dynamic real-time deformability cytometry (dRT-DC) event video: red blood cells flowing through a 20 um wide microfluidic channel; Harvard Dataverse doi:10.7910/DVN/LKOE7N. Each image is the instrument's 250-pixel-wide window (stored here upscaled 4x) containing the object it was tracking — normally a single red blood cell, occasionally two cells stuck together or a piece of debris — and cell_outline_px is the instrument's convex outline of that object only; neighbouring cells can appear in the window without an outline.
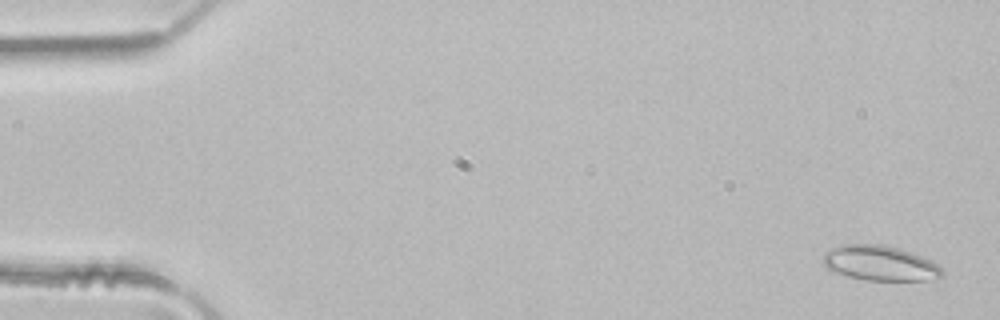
{"species": "common noctule bat (a hibernating species)", "species_latin": "Nyctalus noctula", "temperature_condition": "room temperature", "stored_images_in_passage": 49, "camera_frame_rate_fps": 3000, "um_per_image_px": 0.085, "animal": {"sex": "male", "body_mass_g": 21.5, "forearm_length_mm": 52.0}, "frame": {"image": 1, "passage_image": 2, "time_ms": 0.333, "image_size_px": [1000, 320], "cell_outline_px": [[944, 276], [924, 280], [864, 280], [844, 276], [828, 268], [824, 264], [824, 252], [840, 244], [880, 244], [900, 248], [912, 252], [932, 260], [944, 272]], "centroid_in_image_um": [74.8, 22.36], "position_along_channel_um": 10.2, "area_um2": 24.39}}
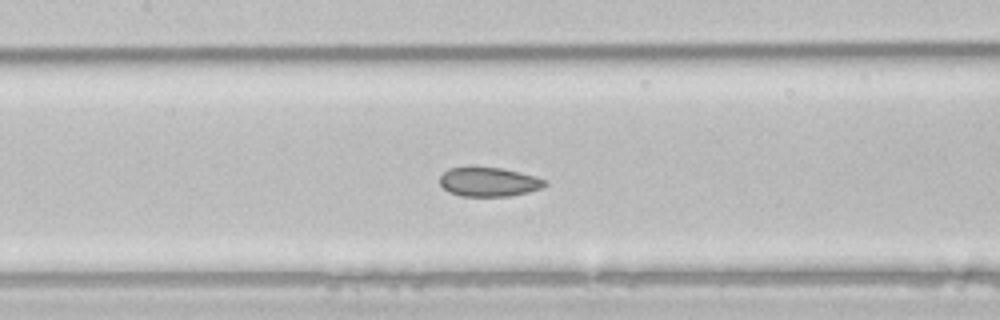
{"frame": {"image": 2, "passage_image": 23, "time_ms": 7.333, "image_size_px": [1000, 320], "cell_outline_px": [[548, 184], [540, 188], [528, 192], [508, 196], [460, 196], [448, 192], [440, 184], [440, 176], [448, 168], [500, 168], [536, 176], [544, 180]], "centroid_in_image_um": [41.53, 15.48], "position_along_channel_um": 165.9, "area_um2": 17.57}}
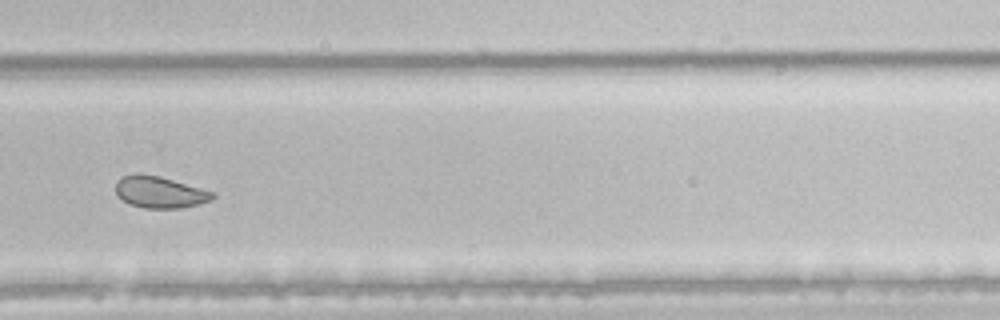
{"frame": {"image": 3, "passage_image": 34, "time_ms": 11.0, "image_size_px": [1000, 320], "cell_outline_px": [[216, 196], [208, 200], [196, 204], [180, 208], [144, 208], [128, 204], [116, 192], [116, 180], [120, 176], [136, 172], [140, 172], [160, 176], [216, 192]], "centroid_in_image_um": [13.54, 16.3], "position_along_channel_um": 316.3, "area_um2": 18.03}, "authors_computed_cell_mechanics": {"area_um2": 21.4438, "velocity_mm_per_s": 4.1191, "shape_relaxation_time_tau1_ms": null, "shape_relaxation_time_tau2_ms": 1.8476, "deformation_change_tau1": null, "deformation_change_tau2": 0.0524}}